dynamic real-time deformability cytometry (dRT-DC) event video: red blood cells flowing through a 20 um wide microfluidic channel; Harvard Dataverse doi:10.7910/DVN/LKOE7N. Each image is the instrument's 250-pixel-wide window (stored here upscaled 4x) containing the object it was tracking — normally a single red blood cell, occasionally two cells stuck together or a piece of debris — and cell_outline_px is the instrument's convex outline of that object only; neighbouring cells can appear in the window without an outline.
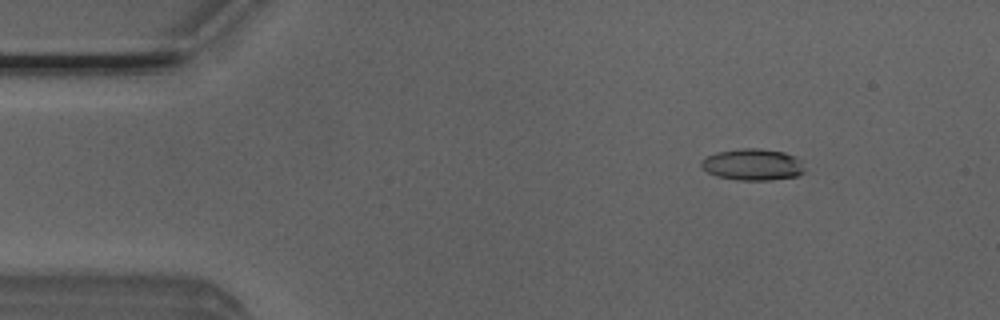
{"species": "Egyptian fruit bat (a non-hibernating species)", "species_latin": "Rousettus aegyptiacus", "temperature_condition": "room temperature", "stored_images_in_passage": 16, "camera_frame_rate_fps": 3000, "um_per_image_px": 0.085, "animal": {"sex": "male"}, "frame": {"image": 1, "passage_image": 7, "time_ms": 2.0, "image_size_px": [1000, 320], "cell_outline_px": [[804, 172], [800, 176], [772, 180], [736, 180], [716, 176], [700, 168], [700, 160], [716, 152], [744, 148], [756, 148], [784, 152], [796, 156], [800, 160], [804, 168]], "centroid_in_image_um": [63.98, 14.0], "position_along_channel_um": 21.0, "area_um2": 19.25}}